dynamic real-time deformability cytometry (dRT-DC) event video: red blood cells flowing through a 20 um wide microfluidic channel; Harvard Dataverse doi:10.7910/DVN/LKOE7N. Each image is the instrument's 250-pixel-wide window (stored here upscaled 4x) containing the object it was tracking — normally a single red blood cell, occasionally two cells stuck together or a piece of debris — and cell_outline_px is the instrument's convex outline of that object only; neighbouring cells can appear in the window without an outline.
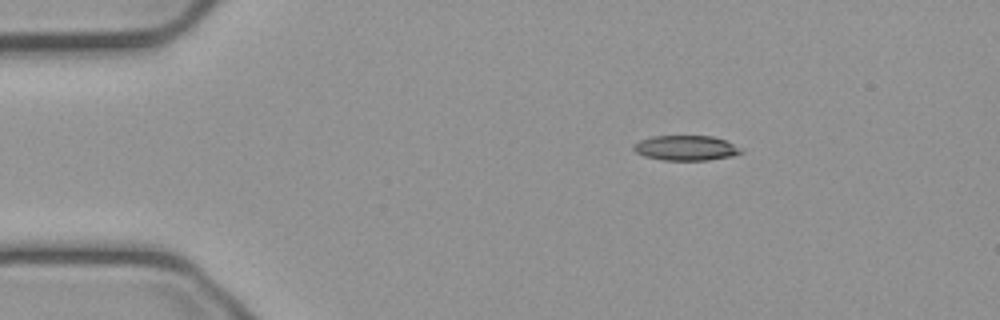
{"species": "common noctule bat (a hibernating species)", "species_latin": "Nyctalus noctula", "temperature_condition": "cold", "stored_images_in_passage": 4, "camera_frame_rate_fps": 3000, "um_per_image_px": 0.085, "animal": {"sex": "male", "body_mass_g": 23.1, "forearm_length_mm": 52.7}, "frame": {"image": 1, "passage_image": 1, "time_ms": 0.0, "image_size_px": [1000, 320], "cell_outline_px": [[744, 152], [732, 156], [708, 160], [664, 160], [644, 156], [636, 152], [632, 148], [632, 144], [640, 140], [652, 136], [712, 136], [724, 140], [744, 148]], "centroid_in_image_um": [58.32, 12.58], "position_along_channel_um": 26.7, "area_um2": 15.78}}